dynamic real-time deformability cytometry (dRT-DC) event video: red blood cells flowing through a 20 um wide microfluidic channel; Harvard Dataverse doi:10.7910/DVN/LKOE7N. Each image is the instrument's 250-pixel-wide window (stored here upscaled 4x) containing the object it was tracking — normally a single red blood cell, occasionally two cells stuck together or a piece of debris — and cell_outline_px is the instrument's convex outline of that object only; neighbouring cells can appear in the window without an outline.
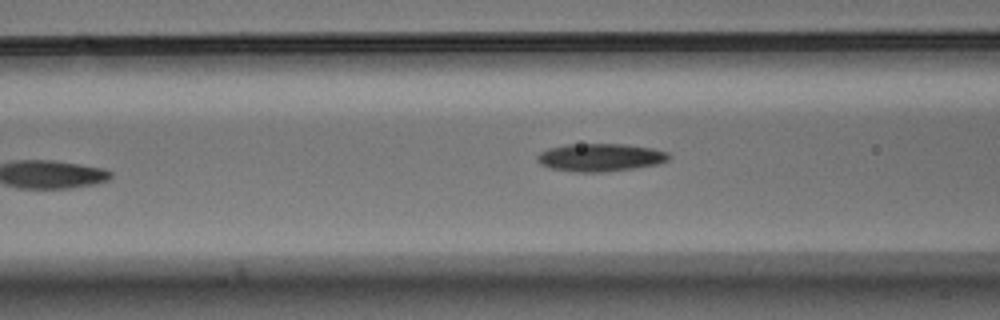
{"species": "Egyptian fruit bat (a non-hibernating species)", "species_latin": "Rousettus aegyptiacus", "temperature_condition": "warm", "stored_images_in_passage": 7, "camera_frame_rate_fps": 3000, "um_per_image_px": 0.085, "animal": {"sex": "male"}, "frame": {"image": 1, "passage_image": 6, "time_ms": 1.667, "image_size_px": [1000, 320], "cell_outline_px": [[672, 156], [668, 160], [660, 164], [636, 168], [600, 172], [576, 172], [552, 168], [540, 164], [536, 160], [536, 156], [540, 152], [548, 148], [568, 144], [628, 144], [652, 148], [668, 152]], "centroid_in_image_um": [51.05, 13.37], "position_along_channel_um": 115.5, "area_um2": 21.56}}
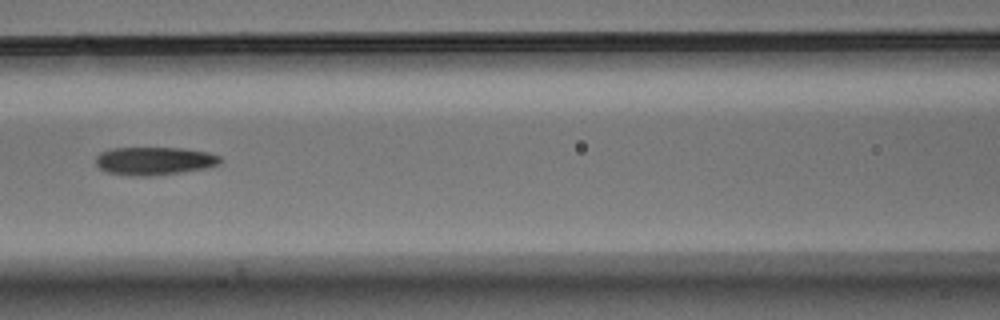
{"frame": {"image": 2, "passage_image": 7, "time_ms": 2.0, "image_size_px": [1000, 320], "cell_outline_px": [[220, 164], [204, 168], [180, 172], [148, 176], [144, 176], [108, 172], [100, 168], [96, 164], [96, 156], [100, 152], [112, 148], [184, 148], [208, 152], [220, 156]], "centroid_in_image_um": [13.12, 13.66], "position_along_channel_um": 153.5, "area_um2": 20.06}}